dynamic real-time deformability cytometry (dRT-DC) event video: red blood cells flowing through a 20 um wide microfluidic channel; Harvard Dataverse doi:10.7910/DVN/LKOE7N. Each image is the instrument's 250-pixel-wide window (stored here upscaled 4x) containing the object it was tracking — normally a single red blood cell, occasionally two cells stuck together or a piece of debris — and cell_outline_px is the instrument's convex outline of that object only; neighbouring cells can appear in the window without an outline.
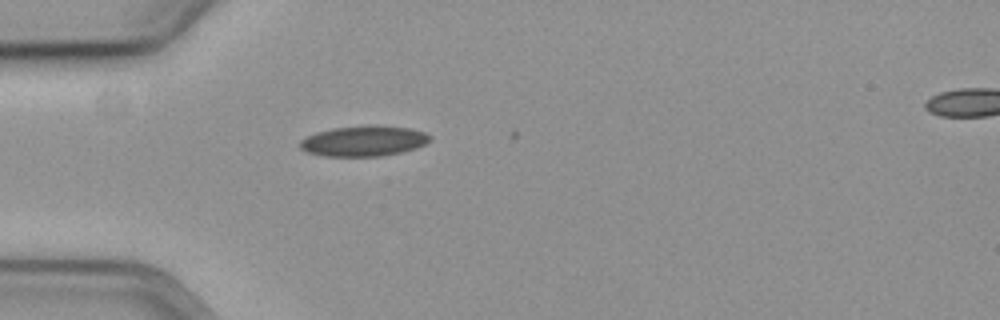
{"species": "common noctule bat (a hibernating species)", "species_latin": "Nyctalus noctula", "temperature_condition": "cold", "stored_images_in_passage": 9, "camera_frame_rate_fps": 3000, "um_per_image_px": 0.085, "animal": {"sex": "female", "body_mass_g": 19.3, "forearm_length_mm": 54.1}, "frame": {"image": 1, "passage_image": 2, "time_ms": 0.333, "image_size_px": [1000, 320], "cell_outline_px": [[428, 140], [424, 144], [416, 148], [384, 156], [324, 156], [308, 152], [300, 148], [300, 140], [316, 132], [332, 128], [408, 128], [424, 132], [428, 136]], "centroid_in_image_um": [30.85, 12.04], "position_along_channel_um": 54.2, "area_um2": 21.85}}
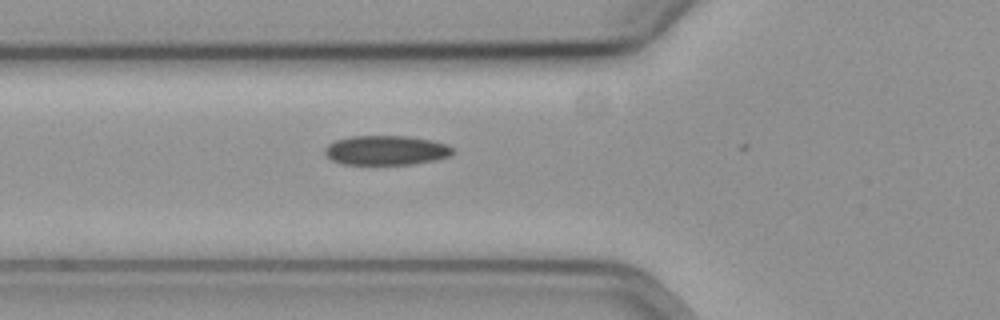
{"frame": {"image": 2, "passage_image": 6, "time_ms": 1.667, "image_size_px": [1000, 320], "cell_outline_px": [[452, 152], [448, 156], [436, 160], [412, 164], [340, 164], [324, 156], [324, 148], [328, 144], [336, 140], [352, 136], [408, 136], [432, 140], [444, 144], [452, 148]], "centroid_in_image_um": [32.75, 12.78], "position_along_channel_um": 93.0, "area_um2": 21.96}}